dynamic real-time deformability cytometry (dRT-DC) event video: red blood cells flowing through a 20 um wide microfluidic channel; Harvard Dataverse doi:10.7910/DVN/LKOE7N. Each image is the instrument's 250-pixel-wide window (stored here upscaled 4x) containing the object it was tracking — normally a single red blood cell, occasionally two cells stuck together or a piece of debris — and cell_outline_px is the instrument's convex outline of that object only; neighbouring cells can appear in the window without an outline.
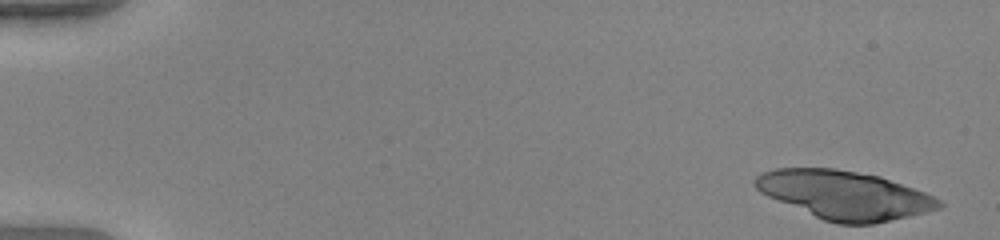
{"species": "human", "species_latin": "Homo sapiens", "temperature_condition": "warm", "stored_images_in_passage": 40, "camera_frame_rate_fps": 3000, "um_per_image_px": 0.085, "donor": {"sex": "female"}, "frame": {"image": 1, "passage_image": 1, "time_ms": 0.0, "image_size_px": [1000, 240], "cell_outline_px": [[944, 204], [940, 208], [908, 216], [872, 224], [836, 224], [824, 220], [768, 196], [760, 192], [752, 184], [752, 180], [756, 176], [764, 172], [776, 168], [836, 168], [880, 176], [924, 192], [940, 200]], "centroid_in_image_um": [71.75, 16.56], "position_along_channel_um": 13.3, "area_um2": 51.5}}
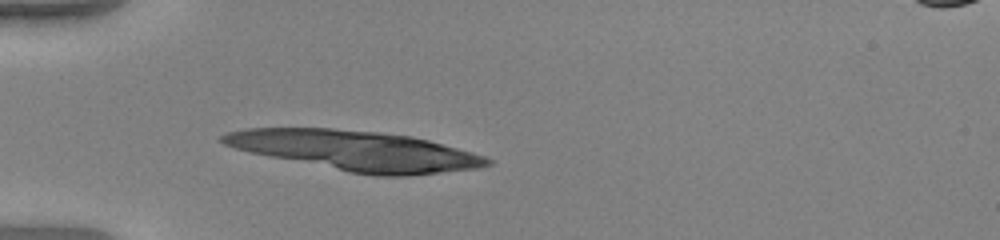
{"frame": {"image": 2, "passage_image": 15, "time_ms": 4.667, "image_size_px": [1000, 240], "cell_outline_px": [[492, 164], [480, 168], [408, 176], [376, 176], [348, 172], [268, 156], [236, 148], [224, 144], [216, 140], [220, 136], [228, 132], [244, 128], [332, 128], [380, 132], [412, 136], [428, 140], [472, 152], [484, 156], [492, 160]], "centroid_in_image_um": [30.23, 12.81], "position_along_channel_um": 54.8, "area_um2": 61.5}}